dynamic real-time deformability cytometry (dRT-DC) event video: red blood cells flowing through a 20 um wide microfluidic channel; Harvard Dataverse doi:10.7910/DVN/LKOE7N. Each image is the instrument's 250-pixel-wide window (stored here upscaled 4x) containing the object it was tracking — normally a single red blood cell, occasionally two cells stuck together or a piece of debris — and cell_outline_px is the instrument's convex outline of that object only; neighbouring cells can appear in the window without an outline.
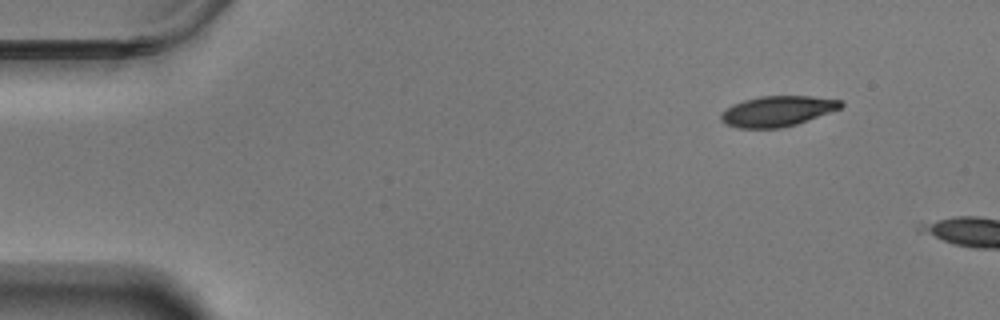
{"species": "Egyptian fruit bat (a non-hibernating species)", "species_latin": "Rousettus aegyptiacus", "temperature_condition": "warm", "stored_images_in_passage": 4, "camera_frame_rate_fps": 3000, "um_per_image_px": 0.085, "animal": {"sex": "male"}, "frame": {"image": 1, "passage_image": 1, "time_ms": 0.0, "image_size_px": [1000, 320], "cell_outline_px": [[844, 104], [840, 108], [796, 124], [780, 128], [736, 128], [724, 124], [720, 120], [720, 116], [732, 104], [744, 100], [760, 96], [812, 96], [840, 100]], "centroid_in_image_um": [66.04, 9.45], "position_along_channel_um": 19.0, "area_um2": 21.1}}